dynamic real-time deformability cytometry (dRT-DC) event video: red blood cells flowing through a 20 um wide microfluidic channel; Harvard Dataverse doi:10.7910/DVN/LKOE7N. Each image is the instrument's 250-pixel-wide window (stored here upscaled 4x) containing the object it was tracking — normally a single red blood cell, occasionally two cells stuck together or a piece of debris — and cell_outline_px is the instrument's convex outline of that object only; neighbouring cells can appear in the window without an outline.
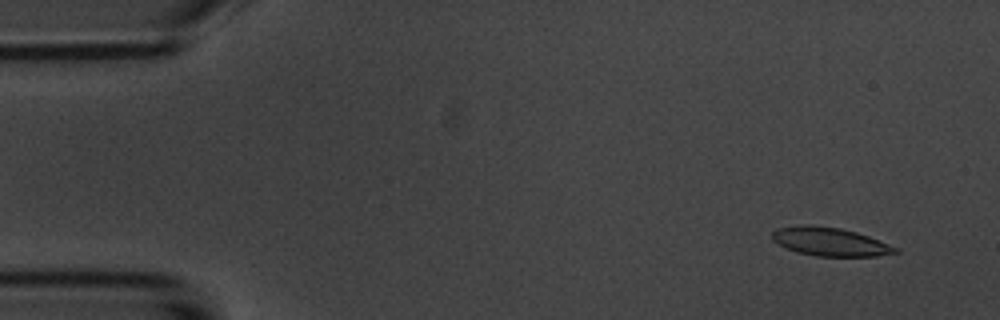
{"species": "common noctule bat (a hibernating species)", "species_latin": "Nyctalus noctula", "temperature_condition": "room temperature", "stored_images_in_passage": 5, "camera_frame_rate_fps": 3000, "um_per_image_px": 0.085, "animal": {"sex": "male", "body_mass_g": 20.1, "forearm_length_mm": 53.5}, "frame": {"image": 1, "passage_image": 2, "time_ms": 1.0, "image_size_px": [1000, 320], "cell_outline_px": [[900, 252], [876, 256], [816, 256], [796, 252], [772, 240], [772, 232], [776, 228], [808, 224], [840, 228], [856, 232], [868, 236], [900, 248]], "centroid_in_image_um": [70.57, 20.54], "position_along_channel_um": 14.4, "area_um2": 20.4}}
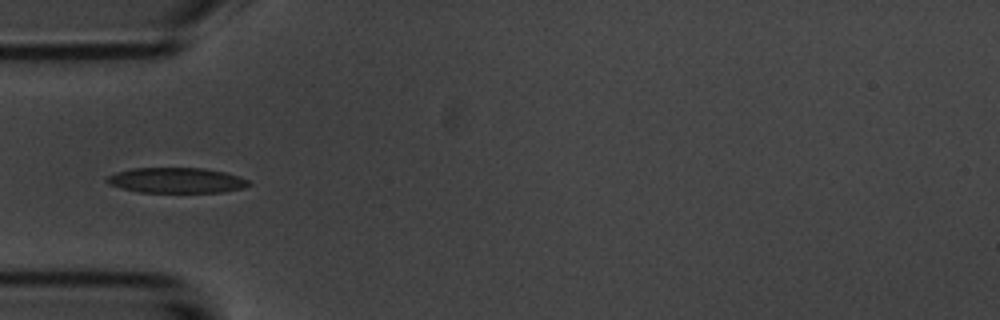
{"frame": {"image": 2, "passage_image": 5, "time_ms": 5.333, "image_size_px": [1000, 320], "cell_outline_px": [[252, 184], [244, 188], [224, 192], [140, 192], [108, 184], [104, 180], [108, 176], [116, 172], [132, 168], [204, 168], [224, 172], [240, 176], [248, 180]], "centroid_in_image_um": [15.03, 15.32], "position_along_channel_um": 70.0, "area_um2": 20.98}}